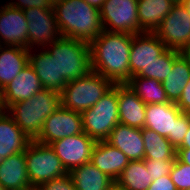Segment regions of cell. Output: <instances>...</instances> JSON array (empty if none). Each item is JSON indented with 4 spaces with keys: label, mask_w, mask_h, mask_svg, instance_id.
<instances>
[{
    "label": "cell",
    "mask_w": 190,
    "mask_h": 190,
    "mask_svg": "<svg viewBox=\"0 0 190 190\" xmlns=\"http://www.w3.org/2000/svg\"><path fill=\"white\" fill-rule=\"evenodd\" d=\"M134 34L103 30L89 43L91 69L113 84H125L130 78V48Z\"/></svg>",
    "instance_id": "6da1fadb"
},
{
    "label": "cell",
    "mask_w": 190,
    "mask_h": 190,
    "mask_svg": "<svg viewBox=\"0 0 190 190\" xmlns=\"http://www.w3.org/2000/svg\"><path fill=\"white\" fill-rule=\"evenodd\" d=\"M53 9L61 36L90 43L104 30L100 10L85 0H57Z\"/></svg>",
    "instance_id": "7a4b0ae2"
},
{
    "label": "cell",
    "mask_w": 190,
    "mask_h": 190,
    "mask_svg": "<svg viewBox=\"0 0 190 190\" xmlns=\"http://www.w3.org/2000/svg\"><path fill=\"white\" fill-rule=\"evenodd\" d=\"M45 49L57 60L58 92H61L68 82L87 75L92 70L87 42L60 36Z\"/></svg>",
    "instance_id": "3957f363"
},
{
    "label": "cell",
    "mask_w": 190,
    "mask_h": 190,
    "mask_svg": "<svg viewBox=\"0 0 190 190\" xmlns=\"http://www.w3.org/2000/svg\"><path fill=\"white\" fill-rule=\"evenodd\" d=\"M60 106V92L43 89L29 99L13 103L5 111L30 140H35L43 128L45 119Z\"/></svg>",
    "instance_id": "277c9868"
},
{
    "label": "cell",
    "mask_w": 190,
    "mask_h": 190,
    "mask_svg": "<svg viewBox=\"0 0 190 190\" xmlns=\"http://www.w3.org/2000/svg\"><path fill=\"white\" fill-rule=\"evenodd\" d=\"M114 84L101 74L87 75L68 82L60 92L61 105L77 113L91 108Z\"/></svg>",
    "instance_id": "5b68a950"
},
{
    "label": "cell",
    "mask_w": 190,
    "mask_h": 190,
    "mask_svg": "<svg viewBox=\"0 0 190 190\" xmlns=\"http://www.w3.org/2000/svg\"><path fill=\"white\" fill-rule=\"evenodd\" d=\"M84 132L95 141H105L119 124L118 84H114L91 108L81 113Z\"/></svg>",
    "instance_id": "8992f818"
},
{
    "label": "cell",
    "mask_w": 190,
    "mask_h": 190,
    "mask_svg": "<svg viewBox=\"0 0 190 190\" xmlns=\"http://www.w3.org/2000/svg\"><path fill=\"white\" fill-rule=\"evenodd\" d=\"M28 179L35 189L40 184L68 174L54 149L47 144L31 140L25 150Z\"/></svg>",
    "instance_id": "52a82bcc"
},
{
    "label": "cell",
    "mask_w": 190,
    "mask_h": 190,
    "mask_svg": "<svg viewBox=\"0 0 190 190\" xmlns=\"http://www.w3.org/2000/svg\"><path fill=\"white\" fill-rule=\"evenodd\" d=\"M138 0H106L100 9L105 31L140 34Z\"/></svg>",
    "instance_id": "ba28073f"
},
{
    "label": "cell",
    "mask_w": 190,
    "mask_h": 190,
    "mask_svg": "<svg viewBox=\"0 0 190 190\" xmlns=\"http://www.w3.org/2000/svg\"><path fill=\"white\" fill-rule=\"evenodd\" d=\"M167 49L153 32L134 34L129 57L131 77L151 78V64Z\"/></svg>",
    "instance_id": "9c48e42d"
},
{
    "label": "cell",
    "mask_w": 190,
    "mask_h": 190,
    "mask_svg": "<svg viewBox=\"0 0 190 190\" xmlns=\"http://www.w3.org/2000/svg\"><path fill=\"white\" fill-rule=\"evenodd\" d=\"M153 33L168 49L182 51L190 44V15L186 6L176 2Z\"/></svg>",
    "instance_id": "30bf717a"
},
{
    "label": "cell",
    "mask_w": 190,
    "mask_h": 190,
    "mask_svg": "<svg viewBox=\"0 0 190 190\" xmlns=\"http://www.w3.org/2000/svg\"><path fill=\"white\" fill-rule=\"evenodd\" d=\"M28 22V49L45 48L60 37L53 8L23 10Z\"/></svg>",
    "instance_id": "8fae6325"
},
{
    "label": "cell",
    "mask_w": 190,
    "mask_h": 190,
    "mask_svg": "<svg viewBox=\"0 0 190 190\" xmlns=\"http://www.w3.org/2000/svg\"><path fill=\"white\" fill-rule=\"evenodd\" d=\"M81 113L74 112L62 105L45 119L37 142L50 145L56 140L83 133Z\"/></svg>",
    "instance_id": "7c38bea8"
},
{
    "label": "cell",
    "mask_w": 190,
    "mask_h": 190,
    "mask_svg": "<svg viewBox=\"0 0 190 190\" xmlns=\"http://www.w3.org/2000/svg\"><path fill=\"white\" fill-rule=\"evenodd\" d=\"M96 141L85 132L54 141L50 146L69 173L84 163L90 162Z\"/></svg>",
    "instance_id": "4fadbf2b"
},
{
    "label": "cell",
    "mask_w": 190,
    "mask_h": 190,
    "mask_svg": "<svg viewBox=\"0 0 190 190\" xmlns=\"http://www.w3.org/2000/svg\"><path fill=\"white\" fill-rule=\"evenodd\" d=\"M0 45L28 49V22L21 9L0 4Z\"/></svg>",
    "instance_id": "5bb4252c"
},
{
    "label": "cell",
    "mask_w": 190,
    "mask_h": 190,
    "mask_svg": "<svg viewBox=\"0 0 190 190\" xmlns=\"http://www.w3.org/2000/svg\"><path fill=\"white\" fill-rule=\"evenodd\" d=\"M43 89L39 77L28 64L12 82L3 88V110L13 103L31 98Z\"/></svg>",
    "instance_id": "9a60e30c"
},
{
    "label": "cell",
    "mask_w": 190,
    "mask_h": 190,
    "mask_svg": "<svg viewBox=\"0 0 190 190\" xmlns=\"http://www.w3.org/2000/svg\"><path fill=\"white\" fill-rule=\"evenodd\" d=\"M182 113L176 103L146 104L144 127L166 137L173 146V128L176 118Z\"/></svg>",
    "instance_id": "2e32d148"
},
{
    "label": "cell",
    "mask_w": 190,
    "mask_h": 190,
    "mask_svg": "<svg viewBox=\"0 0 190 190\" xmlns=\"http://www.w3.org/2000/svg\"><path fill=\"white\" fill-rule=\"evenodd\" d=\"M90 162L116 181L124 168L128 165L129 159L118 148L113 147L106 141H96Z\"/></svg>",
    "instance_id": "e0dca14e"
},
{
    "label": "cell",
    "mask_w": 190,
    "mask_h": 190,
    "mask_svg": "<svg viewBox=\"0 0 190 190\" xmlns=\"http://www.w3.org/2000/svg\"><path fill=\"white\" fill-rule=\"evenodd\" d=\"M105 141L121 150L129 161L144 160L145 148L141 129L139 128L119 123Z\"/></svg>",
    "instance_id": "ac0fdd59"
},
{
    "label": "cell",
    "mask_w": 190,
    "mask_h": 190,
    "mask_svg": "<svg viewBox=\"0 0 190 190\" xmlns=\"http://www.w3.org/2000/svg\"><path fill=\"white\" fill-rule=\"evenodd\" d=\"M146 104L126 84H118L119 123L142 129L145 124Z\"/></svg>",
    "instance_id": "d6986e66"
},
{
    "label": "cell",
    "mask_w": 190,
    "mask_h": 190,
    "mask_svg": "<svg viewBox=\"0 0 190 190\" xmlns=\"http://www.w3.org/2000/svg\"><path fill=\"white\" fill-rule=\"evenodd\" d=\"M0 184L4 190H34L26 171L25 151L3 159Z\"/></svg>",
    "instance_id": "ffe728a7"
},
{
    "label": "cell",
    "mask_w": 190,
    "mask_h": 190,
    "mask_svg": "<svg viewBox=\"0 0 190 190\" xmlns=\"http://www.w3.org/2000/svg\"><path fill=\"white\" fill-rule=\"evenodd\" d=\"M31 142L30 138L5 111L0 113V157L24 152Z\"/></svg>",
    "instance_id": "44dd1931"
},
{
    "label": "cell",
    "mask_w": 190,
    "mask_h": 190,
    "mask_svg": "<svg viewBox=\"0 0 190 190\" xmlns=\"http://www.w3.org/2000/svg\"><path fill=\"white\" fill-rule=\"evenodd\" d=\"M29 64V49L0 45V86L6 87Z\"/></svg>",
    "instance_id": "7402d4cb"
},
{
    "label": "cell",
    "mask_w": 190,
    "mask_h": 190,
    "mask_svg": "<svg viewBox=\"0 0 190 190\" xmlns=\"http://www.w3.org/2000/svg\"><path fill=\"white\" fill-rule=\"evenodd\" d=\"M29 64L44 89L58 91L57 60L45 48L29 49Z\"/></svg>",
    "instance_id": "603a6c76"
},
{
    "label": "cell",
    "mask_w": 190,
    "mask_h": 190,
    "mask_svg": "<svg viewBox=\"0 0 190 190\" xmlns=\"http://www.w3.org/2000/svg\"><path fill=\"white\" fill-rule=\"evenodd\" d=\"M68 174L76 190H111L115 186V181L91 162L74 168Z\"/></svg>",
    "instance_id": "cb8c5ba5"
},
{
    "label": "cell",
    "mask_w": 190,
    "mask_h": 190,
    "mask_svg": "<svg viewBox=\"0 0 190 190\" xmlns=\"http://www.w3.org/2000/svg\"><path fill=\"white\" fill-rule=\"evenodd\" d=\"M176 2L173 0H138V19L142 32H154Z\"/></svg>",
    "instance_id": "d4e9b609"
},
{
    "label": "cell",
    "mask_w": 190,
    "mask_h": 190,
    "mask_svg": "<svg viewBox=\"0 0 190 190\" xmlns=\"http://www.w3.org/2000/svg\"><path fill=\"white\" fill-rule=\"evenodd\" d=\"M190 80V65L182 53L173 61L172 72L162 82L168 100L177 103Z\"/></svg>",
    "instance_id": "484cf974"
},
{
    "label": "cell",
    "mask_w": 190,
    "mask_h": 190,
    "mask_svg": "<svg viewBox=\"0 0 190 190\" xmlns=\"http://www.w3.org/2000/svg\"><path fill=\"white\" fill-rule=\"evenodd\" d=\"M152 182L144 160H133L129 161L115 185L122 190H147Z\"/></svg>",
    "instance_id": "4316f807"
},
{
    "label": "cell",
    "mask_w": 190,
    "mask_h": 190,
    "mask_svg": "<svg viewBox=\"0 0 190 190\" xmlns=\"http://www.w3.org/2000/svg\"><path fill=\"white\" fill-rule=\"evenodd\" d=\"M125 84L145 104L170 102L166 91L163 89L162 82L156 79L133 76Z\"/></svg>",
    "instance_id": "83f0119b"
},
{
    "label": "cell",
    "mask_w": 190,
    "mask_h": 190,
    "mask_svg": "<svg viewBox=\"0 0 190 190\" xmlns=\"http://www.w3.org/2000/svg\"><path fill=\"white\" fill-rule=\"evenodd\" d=\"M141 135L145 148L144 159L175 160L176 149L166 137L145 127L141 129Z\"/></svg>",
    "instance_id": "f1b7e54d"
},
{
    "label": "cell",
    "mask_w": 190,
    "mask_h": 190,
    "mask_svg": "<svg viewBox=\"0 0 190 190\" xmlns=\"http://www.w3.org/2000/svg\"><path fill=\"white\" fill-rule=\"evenodd\" d=\"M181 54V51L167 49L151 64V78L163 82L168 73L172 72L173 61Z\"/></svg>",
    "instance_id": "f546056e"
},
{
    "label": "cell",
    "mask_w": 190,
    "mask_h": 190,
    "mask_svg": "<svg viewBox=\"0 0 190 190\" xmlns=\"http://www.w3.org/2000/svg\"><path fill=\"white\" fill-rule=\"evenodd\" d=\"M170 176L177 190H190V165L175 158Z\"/></svg>",
    "instance_id": "4dcf8cb0"
},
{
    "label": "cell",
    "mask_w": 190,
    "mask_h": 190,
    "mask_svg": "<svg viewBox=\"0 0 190 190\" xmlns=\"http://www.w3.org/2000/svg\"><path fill=\"white\" fill-rule=\"evenodd\" d=\"M150 179L155 181L164 175H170L174 160L144 159Z\"/></svg>",
    "instance_id": "1f68e13d"
},
{
    "label": "cell",
    "mask_w": 190,
    "mask_h": 190,
    "mask_svg": "<svg viewBox=\"0 0 190 190\" xmlns=\"http://www.w3.org/2000/svg\"><path fill=\"white\" fill-rule=\"evenodd\" d=\"M190 126V113L182 112L175 120L173 128V147L177 150L184 140Z\"/></svg>",
    "instance_id": "d6a6232c"
},
{
    "label": "cell",
    "mask_w": 190,
    "mask_h": 190,
    "mask_svg": "<svg viewBox=\"0 0 190 190\" xmlns=\"http://www.w3.org/2000/svg\"><path fill=\"white\" fill-rule=\"evenodd\" d=\"M36 190H76L69 174L40 184Z\"/></svg>",
    "instance_id": "836d02e7"
},
{
    "label": "cell",
    "mask_w": 190,
    "mask_h": 190,
    "mask_svg": "<svg viewBox=\"0 0 190 190\" xmlns=\"http://www.w3.org/2000/svg\"><path fill=\"white\" fill-rule=\"evenodd\" d=\"M11 7L26 10L29 8H53L51 0H11L5 2Z\"/></svg>",
    "instance_id": "e575fe53"
},
{
    "label": "cell",
    "mask_w": 190,
    "mask_h": 190,
    "mask_svg": "<svg viewBox=\"0 0 190 190\" xmlns=\"http://www.w3.org/2000/svg\"><path fill=\"white\" fill-rule=\"evenodd\" d=\"M147 190H177L170 175H164L153 181Z\"/></svg>",
    "instance_id": "d590c367"
},
{
    "label": "cell",
    "mask_w": 190,
    "mask_h": 190,
    "mask_svg": "<svg viewBox=\"0 0 190 190\" xmlns=\"http://www.w3.org/2000/svg\"><path fill=\"white\" fill-rule=\"evenodd\" d=\"M176 104L182 112L190 113V80L185 86L183 93Z\"/></svg>",
    "instance_id": "8d00e7d4"
},
{
    "label": "cell",
    "mask_w": 190,
    "mask_h": 190,
    "mask_svg": "<svg viewBox=\"0 0 190 190\" xmlns=\"http://www.w3.org/2000/svg\"><path fill=\"white\" fill-rule=\"evenodd\" d=\"M176 158L180 162L190 165V149H177Z\"/></svg>",
    "instance_id": "74e56055"
},
{
    "label": "cell",
    "mask_w": 190,
    "mask_h": 190,
    "mask_svg": "<svg viewBox=\"0 0 190 190\" xmlns=\"http://www.w3.org/2000/svg\"><path fill=\"white\" fill-rule=\"evenodd\" d=\"M178 149H190V126L187 131V134L184 137L182 145Z\"/></svg>",
    "instance_id": "f35d334b"
},
{
    "label": "cell",
    "mask_w": 190,
    "mask_h": 190,
    "mask_svg": "<svg viewBox=\"0 0 190 190\" xmlns=\"http://www.w3.org/2000/svg\"><path fill=\"white\" fill-rule=\"evenodd\" d=\"M90 6L101 9L106 0H85Z\"/></svg>",
    "instance_id": "ab89813d"
},
{
    "label": "cell",
    "mask_w": 190,
    "mask_h": 190,
    "mask_svg": "<svg viewBox=\"0 0 190 190\" xmlns=\"http://www.w3.org/2000/svg\"><path fill=\"white\" fill-rule=\"evenodd\" d=\"M182 55L188 60L190 65V44L186 46L182 51Z\"/></svg>",
    "instance_id": "60d3db41"
},
{
    "label": "cell",
    "mask_w": 190,
    "mask_h": 190,
    "mask_svg": "<svg viewBox=\"0 0 190 190\" xmlns=\"http://www.w3.org/2000/svg\"><path fill=\"white\" fill-rule=\"evenodd\" d=\"M0 108L3 110V88L0 86Z\"/></svg>",
    "instance_id": "b9f144b4"
},
{
    "label": "cell",
    "mask_w": 190,
    "mask_h": 190,
    "mask_svg": "<svg viewBox=\"0 0 190 190\" xmlns=\"http://www.w3.org/2000/svg\"><path fill=\"white\" fill-rule=\"evenodd\" d=\"M182 3L186 6L190 15V0H183Z\"/></svg>",
    "instance_id": "7bdbcfd3"
},
{
    "label": "cell",
    "mask_w": 190,
    "mask_h": 190,
    "mask_svg": "<svg viewBox=\"0 0 190 190\" xmlns=\"http://www.w3.org/2000/svg\"><path fill=\"white\" fill-rule=\"evenodd\" d=\"M111 190H122V189L118 188V187L115 185Z\"/></svg>",
    "instance_id": "ee69618b"
},
{
    "label": "cell",
    "mask_w": 190,
    "mask_h": 190,
    "mask_svg": "<svg viewBox=\"0 0 190 190\" xmlns=\"http://www.w3.org/2000/svg\"><path fill=\"white\" fill-rule=\"evenodd\" d=\"M174 2H182L183 0H173Z\"/></svg>",
    "instance_id": "f6af8a7d"
}]
</instances>
